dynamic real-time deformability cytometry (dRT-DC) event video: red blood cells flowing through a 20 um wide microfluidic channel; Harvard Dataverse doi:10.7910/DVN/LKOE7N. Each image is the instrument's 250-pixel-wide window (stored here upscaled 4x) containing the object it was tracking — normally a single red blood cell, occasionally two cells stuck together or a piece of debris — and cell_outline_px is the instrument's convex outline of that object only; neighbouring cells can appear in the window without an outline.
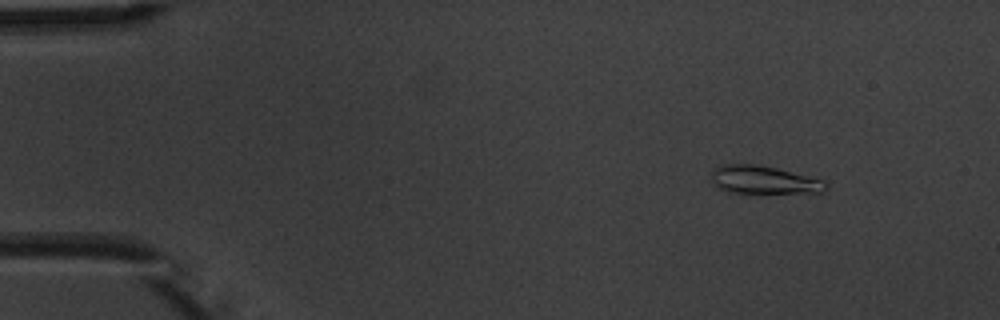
{"species": "common noctule bat (a hibernating species)", "species_latin": "Nyctalus noctula", "temperature_condition": "warm", "stored_images_in_passage": 5, "camera_frame_rate_fps": 3000, "um_per_image_px": 0.085, "animal": {"sex": "male", "body_mass_g": 20.1, "forearm_length_mm": 53.5}, "frame": {"image": 1, "passage_image": 2, "time_ms": 1.333, "image_size_px": [1000, 320], "cell_outline_px": [[828, 188], [820, 192], [728, 192], [720, 188], [712, 180], [712, 172], [720, 164], [756, 164], [776, 168], [824, 180], [828, 184]], "centroid_in_image_um": [64.93, 15.27], "position_along_channel_um": 20.1, "area_um2": 18.26}}